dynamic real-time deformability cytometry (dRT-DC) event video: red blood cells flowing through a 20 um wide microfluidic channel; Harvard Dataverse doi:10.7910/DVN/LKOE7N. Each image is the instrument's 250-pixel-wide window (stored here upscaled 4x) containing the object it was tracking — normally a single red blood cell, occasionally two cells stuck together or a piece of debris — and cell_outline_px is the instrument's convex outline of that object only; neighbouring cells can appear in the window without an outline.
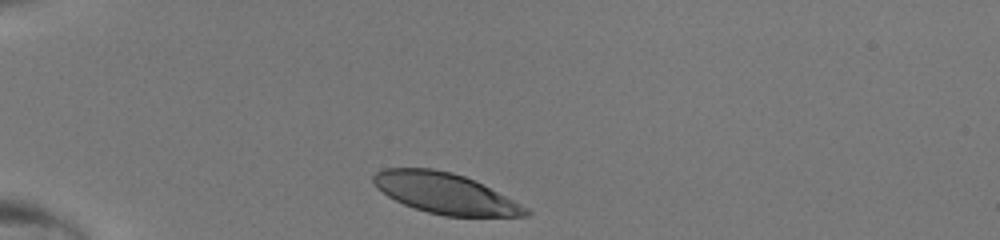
{"species": "human", "species_latin": "Homo sapiens", "temperature_condition": "room temperature", "stored_images_in_passage": 30, "camera_frame_rate_fps": 3000, "um_per_image_px": 0.085, "donor": {"sex": "male"}, "frame": {"image": 1, "passage_image": 1, "time_ms": 0.0, "image_size_px": [1000, 240], "cell_outline_px": [[532, 212], [528, 216], [444, 216], [428, 212], [404, 204], [388, 196], [376, 188], [372, 180], [372, 176], [380, 168], [432, 168], [452, 172], [476, 180], [528, 208]], "centroid_in_image_um": [37.83, 16.42], "position_along_channel_um": 47.2, "area_um2": 36.07}}
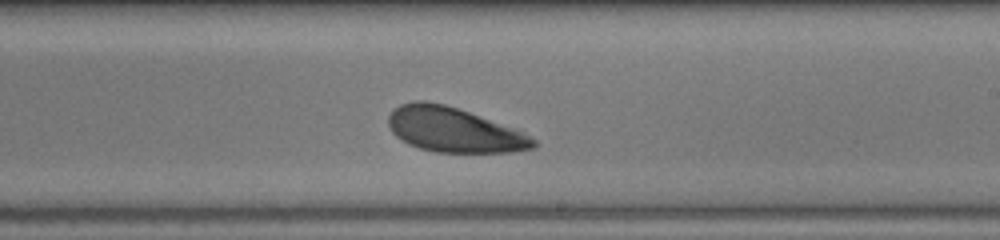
{"frame": {"image": 2, "passage_image": 18, "time_ms": 5.667, "image_size_px": [1000, 240], "cell_outline_px": [[536, 148], [512, 152], [436, 152], [420, 148], [408, 144], [396, 136], [392, 132], [388, 124], [388, 116], [400, 104], [416, 100], [424, 100], [444, 104], [468, 112], [520, 132], [536, 140]], "centroid_in_image_um": [38.52, 11.05], "position_along_channel_um": 250.5, "area_um2": 37.05}}
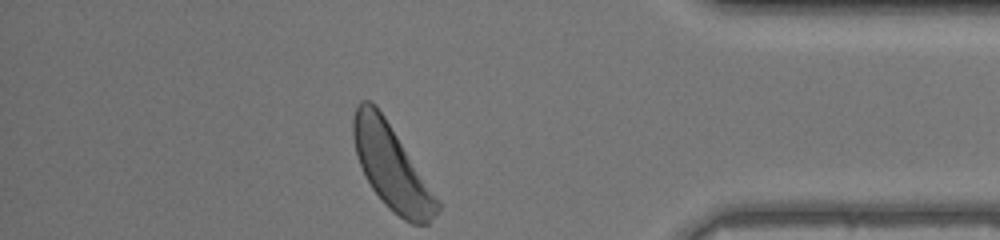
{"frame": {"image": 3, "passage_image": 30, "time_ms": 9.667, "image_size_px": [1000, 240], "cell_outline_px": [[444, 204], [428, 224], [412, 224], [404, 220], [388, 208], [384, 204], [372, 188], [364, 176], [356, 156], [352, 136], [352, 120], [356, 104], [360, 100], [368, 100], [376, 104]], "centroid_in_image_um": [33.3, 14.2], "position_along_channel_um": 401.9, "area_um2": 41.96}}